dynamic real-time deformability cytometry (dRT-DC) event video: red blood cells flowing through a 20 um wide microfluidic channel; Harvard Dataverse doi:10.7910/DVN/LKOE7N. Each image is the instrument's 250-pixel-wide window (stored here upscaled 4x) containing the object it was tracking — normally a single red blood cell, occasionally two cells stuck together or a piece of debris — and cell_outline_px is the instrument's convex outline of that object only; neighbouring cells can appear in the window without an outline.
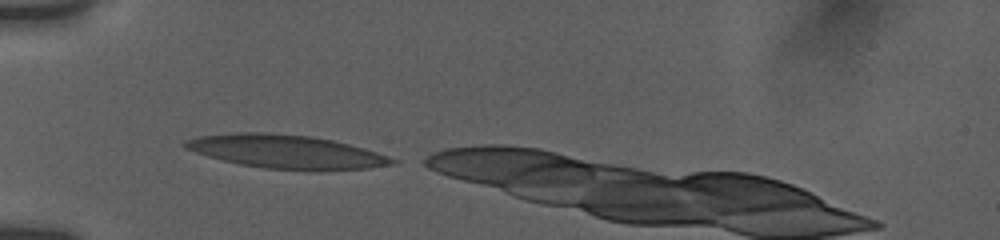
{"species": "human", "species_latin": "Homo sapiens", "temperature_condition": "room temperature", "stored_images_in_passage": 8, "segment_of_instrument_passage": [1, 2], "camera_frame_rate_fps": 3000, "um_per_image_px": 0.085, "donor": {"sex": "female"}, "frame": {"image": 1, "passage_image": 1, "time_ms": 0.0, "image_size_px": [1000, 240], "cell_outline_px": [[400, 164], [368, 168], [320, 172], [264, 168], [240, 164], [208, 156], [184, 148], [180, 144], [184, 140], [196, 136], [236, 132], [268, 132], [312, 136], [332, 140], [364, 148], [400, 160]], "centroid_in_image_um": [24.37, 12.9], "position_along_channel_um": 60.6, "area_um2": 41.27}}
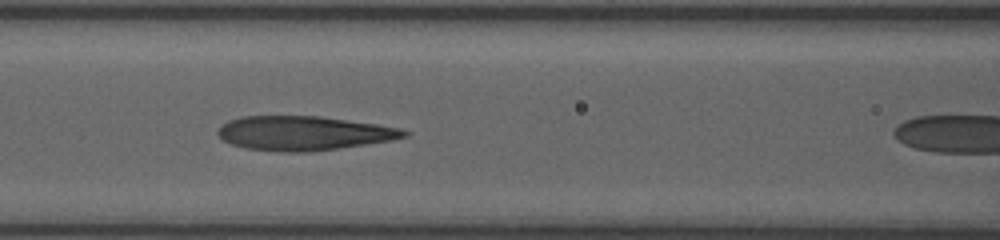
{"frame": {"image": 2, "passage_image": 5, "time_ms": 2.333, "image_size_px": [1000, 240], "cell_outline_px": [[408, 136], [392, 140], [308, 152], [280, 152], [244, 148], [232, 144], [224, 140], [216, 132], [220, 124], [228, 120], [240, 116], [320, 116], [376, 124], [400, 128], [408, 132]], "centroid_in_image_um": [25.75, 11.31], "position_along_channel_um": 140.8, "area_um2": 37.11}}
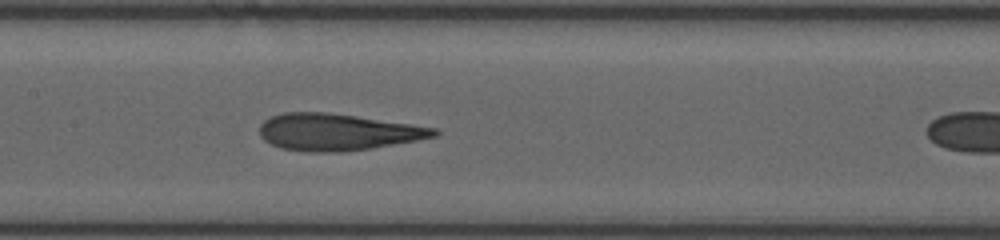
{"frame": {"image": 3, "passage_image": 7, "time_ms": 3.333, "image_size_px": [1000, 240], "cell_outline_px": [[440, 132], [436, 136], [416, 140], [372, 148], [340, 152], [308, 152], [280, 148], [264, 140], [260, 136], [260, 124], [264, 120], [272, 116], [284, 112], [324, 112], [356, 116], [412, 124], [436, 128]], "centroid_in_image_um": [28.66, 11.23], "position_along_channel_um": 178.7, "area_um2": 37.28}}